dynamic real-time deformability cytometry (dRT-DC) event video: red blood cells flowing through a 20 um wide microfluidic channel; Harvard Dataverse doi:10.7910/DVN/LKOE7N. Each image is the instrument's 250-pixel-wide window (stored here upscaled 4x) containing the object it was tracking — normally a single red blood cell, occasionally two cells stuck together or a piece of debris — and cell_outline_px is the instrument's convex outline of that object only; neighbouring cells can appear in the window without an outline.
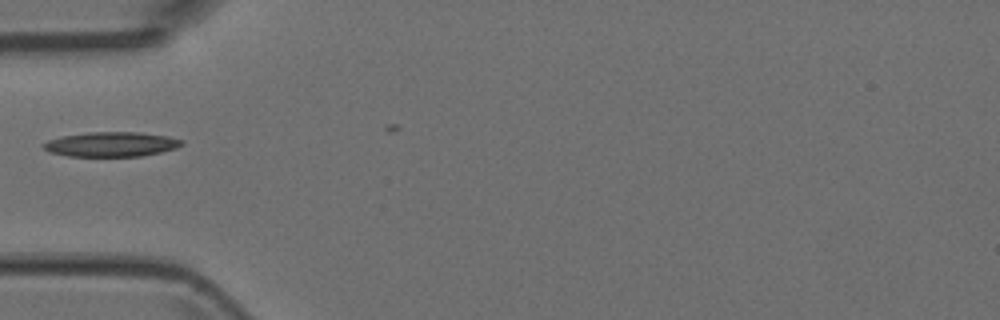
{"species": "Egyptian fruit bat (a non-hibernating species)", "species_latin": "Rousettus aegyptiacus", "temperature_condition": "room temperature", "stored_images_in_passage": 2, "camera_frame_rate_fps": 3000, "um_per_image_px": 0.085, "animal": {"sex": "female"}, "frame": {"image": 1, "passage_image": 2, "time_ms": 0.333, "image_size_px": [1000, 320], "cell_outline_px": [[184, 144], [176, 148], [160, 152], [140, 156], [68, 156], [52, 152], [44, 148], [40, 144], [48, 140], [60, 136], [88, 132], [140, 132], [168, 136], [184, 140]], "centroid_in_image_um": [9.47, 12.25], "position_along_channel_um": 75.5, "area_um2": 19.94}}